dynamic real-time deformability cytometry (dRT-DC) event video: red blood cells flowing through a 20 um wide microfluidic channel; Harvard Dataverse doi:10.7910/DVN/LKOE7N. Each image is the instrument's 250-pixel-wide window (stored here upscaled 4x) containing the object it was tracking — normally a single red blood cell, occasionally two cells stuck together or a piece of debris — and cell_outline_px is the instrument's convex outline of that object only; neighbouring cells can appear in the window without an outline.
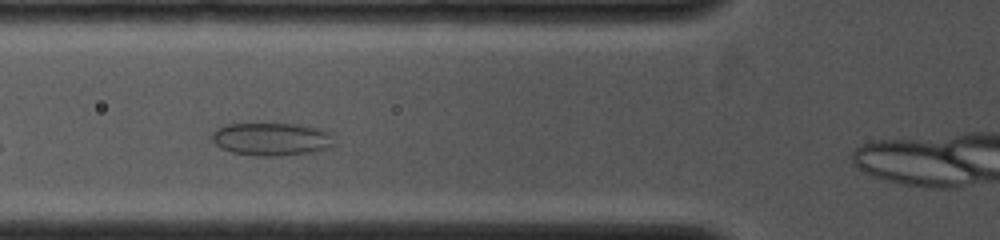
{"species": "common noctule bat (a hibernating species)", "species_latin": "Nyctalus noctula", "temperature_condition": "cold", "stored_images_in_passage": 37, "camera_frame_rate_fps": 4000, "um_per_image_px": 0.085, "animal": {"sex": "female", "body_mass_g": 19.0, "forearm_length_mm": 53.3}, "frame": {"image": 1, "passage_image": 8, "time_ms": 2.0, "image_size_px": [1000, 240], "cell_outline_px": [[336, 144], [328, 148], [312, 152], [276, 156], [256, 156], [232, 152], [220, 148], [212, 140], [212, 132], [216, 128], [224, 124], [296, 124], [320, 128], [332, 132]], "centroid_in_image_um": [23.11, 11.82], "position_along_channel_um": 102.7, "area_um2": 23.76}}
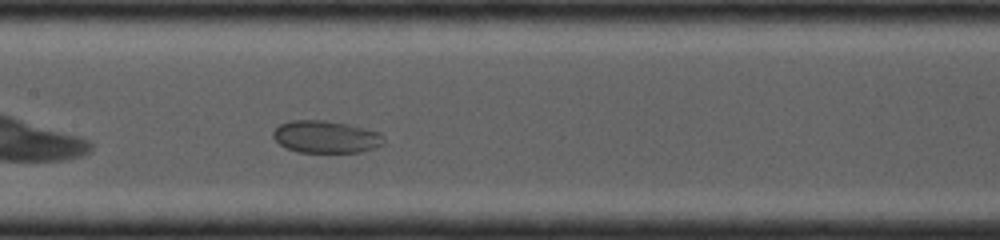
{"frame": {"image": 2, "passage_image": 15, "time_ms": 3.75, "image_size_px": [1000, 240], "cell_outline_px": [[384, 144], [376, 148], [360, 152], [300, 152], [288, 148], [280, 144], [272, 136], [272, 132], [280, 124], [288, 120], [324, 120], [348, 124], [380, 132], [384, 136]], "centroid_in_image_um": [27.73, 11.62], "position_along_channel_um": 179.7, "area_um2": 20.92}}
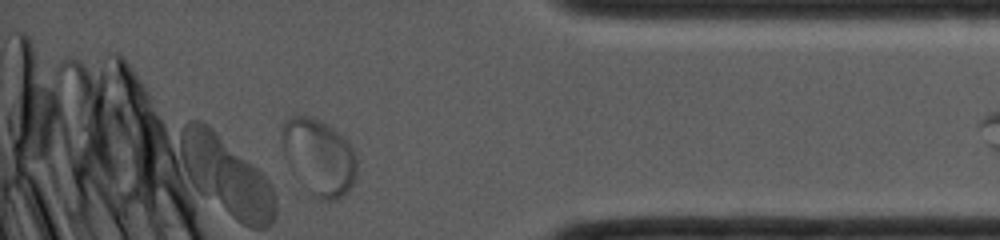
{"frame": {"image": 3, "passage_image": 36, "time_ms": 9.25, "image_size_px": [1000, 240], "cell_outline_px": [[356, 176], [348, 192], [336, 200], [316, 200], [312, 196], [284, 152], [280, 136], [280, 132], [288, 116], [308, 116], [320, 120], [332, 128], [348, 140], [356, 156]], "centroid_in_image_um": [27.14, 13.33], "position_along_channel_um": 408.1, "area_um2": 32.66}}